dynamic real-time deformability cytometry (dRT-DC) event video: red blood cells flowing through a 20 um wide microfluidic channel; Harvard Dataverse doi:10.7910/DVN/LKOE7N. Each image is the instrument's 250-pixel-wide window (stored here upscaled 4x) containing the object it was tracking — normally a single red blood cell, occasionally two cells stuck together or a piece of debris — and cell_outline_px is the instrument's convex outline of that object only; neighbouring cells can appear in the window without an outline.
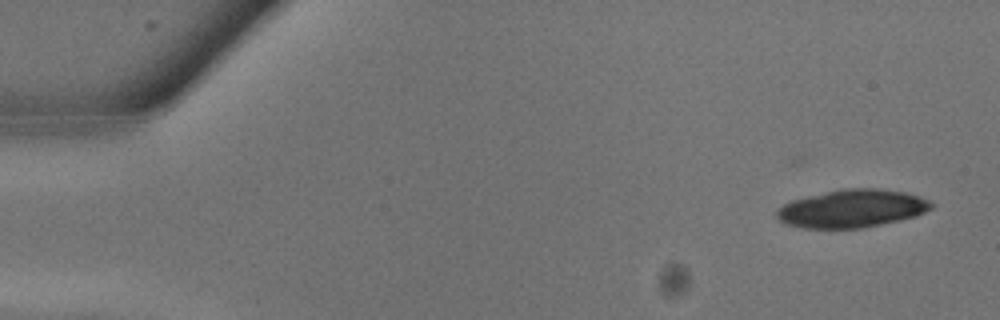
{"species": "common noctule bat (a hibernating species)", "species_latin": "Nyctalus noctula", "temperature_condition": "warm", "stored_images_in_passage": 11, "camera_frame_rate_fps": 3000, "um_per_image_px": 0.085, "animal": {"sex": "male", "body_mass_g": 13.3}, "frame": {"image": 1, "passage_image": 1, "time_ms": 0.0, "image_size_px": [1000, 320], "cell_outline_px": [[932, 208], [916, 216], [900, 220], [864, 228], [804, 228], [784, 224], [776, 216], [776, 212], [784, 204], [792, 200], [844, 188], [876, 188], [904, 192], [928, 200], [932, 204]], "centroid_in_image_um": [72.41, 17.74], "position_along_channel_um": 12.6, "area_um2": 33.87}}